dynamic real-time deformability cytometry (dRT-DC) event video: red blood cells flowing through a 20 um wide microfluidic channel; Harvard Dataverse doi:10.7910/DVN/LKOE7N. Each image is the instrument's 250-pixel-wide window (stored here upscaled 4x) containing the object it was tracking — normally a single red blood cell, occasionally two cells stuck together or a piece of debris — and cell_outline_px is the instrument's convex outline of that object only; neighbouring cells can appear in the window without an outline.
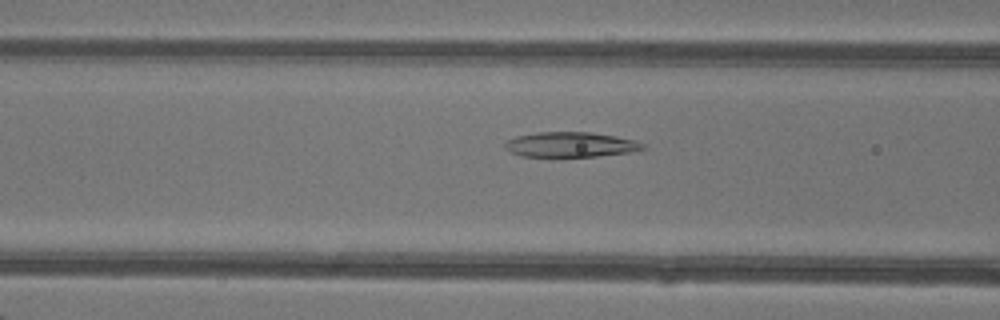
{"species": "common noctule bat (a hibernating species)", "species_latin": "Nyctalus noctula", "temperature_condition": "warm", "stored_images_in_passage": 47, "camera_frame_rate_fps": 3000, "um_per_image_px": 0.085, "animal": {"sex": "female"}, "frame": {"image": 1, "passage_image": 20, "time_ms": 6.333, "image_size_px": [1000, 320], "cell_outline_px": [[648, 148], [636, 152], [596, 156], [520, 156], [504, 148], [504, 144], [508, 140], [516, 136], [536, 132], [592, 132], [616, 136], [636, 140], [644, 144]], "centroid_in_image_um": [48.57, 12.28], "position_along_channel_um": 118.0, "area_um2": 20.29}}
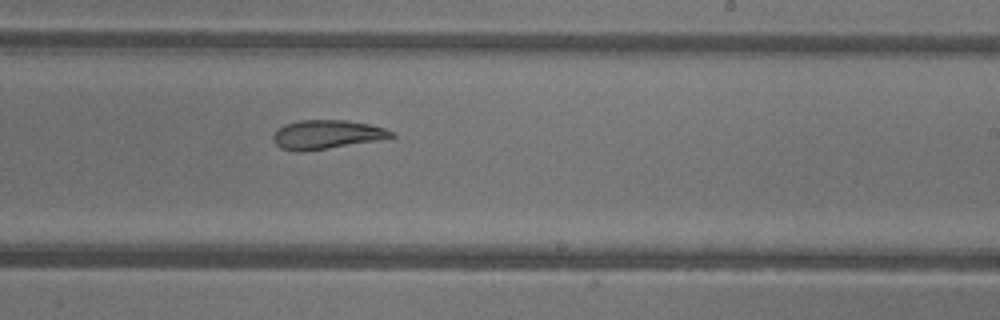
{"frame": {"image": 2, "passage_image": 30, "time_ms": 9.667, "image_size_px": [1000, 320], "cell_outline_px": [[396, 136], [380, 140], [304, 152], [296, 152], [280, 148], [272, 140], [272, 136], [276, 128], [284, 124], [300, 120], [344, 120], [368, 124], [384, 128], [392, 132]], "centroid_in_image_um": [27.71, 11.44], "position_along_channel_um": 261.3, "area_um2": 20.11}}
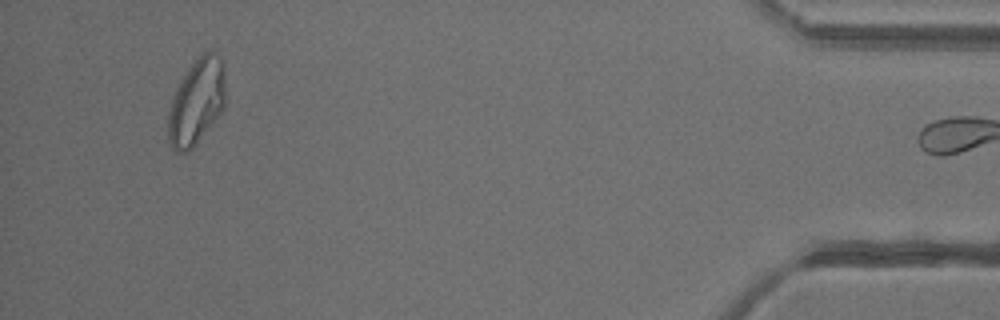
{"frame": {"image": 3, "passage_image": 46, "time_ms": 15.0, "image_size_px": [1000, 320], "cell_outline_px": [[224, 108], [196, 144], [188, 152], [176, 152], [172, 148], [168, 140], [168, 112], [176, 88], [188, 68], [200, 52], [212, 52], [220, 56], [224, 64]], "centroid_in_image_um": [16.7, 8.65], "position_along_channel_um": 418.5, "area_um2": 28.61}, "authors_computed_cell_mechanics": {"area_um2": 23.5246, "velocity_mm_per_s": 4.2997, "shape_relaxation_time_tau1_ms": null, "shape_relaxation_time_tau2_ms": 4.1385, "deformation_change_tau1": null, "deformation_change_tau2": 0.1183}}